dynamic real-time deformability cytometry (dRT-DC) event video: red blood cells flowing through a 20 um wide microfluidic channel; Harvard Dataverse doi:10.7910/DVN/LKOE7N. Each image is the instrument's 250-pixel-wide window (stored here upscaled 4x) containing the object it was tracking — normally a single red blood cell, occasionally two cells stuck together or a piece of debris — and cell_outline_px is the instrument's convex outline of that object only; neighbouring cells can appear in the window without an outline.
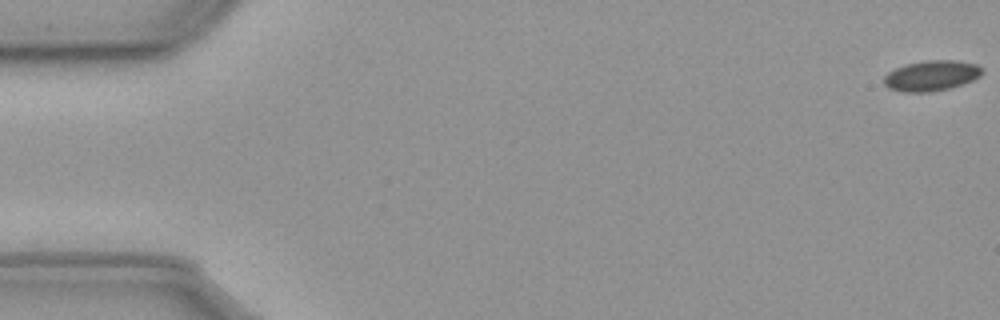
{"species": "common noctule bat (a hibernating species)", "species_latin": "Nyctalus noctula", "temperature_condition": "cold", "stored_images_in_passage": 14, "camera_frame_rate_fps": 3000, "um_per_image_px": 0.085, "animal": {"sex": "male", "body_mass_g": 23.1, "forearm_length_mm": 52.7}, "frame": {"image": 1, "passage_image": 1, "time_ms": 0.0, "image_size_px": [1000, 320], "cell_outline_px": [[980, 76], [972, 80], [948, 88], [928, 92], [904, 92], [888, 88], [884, 84], [884, 76], [888, 72], [904, 64], [924, 60], [956, 60], [976, 64], [980, 68]], "centroid_in_image_um": [79.11, 6.42], "position_along_channel_um": 5.9, "area_um2": 17.22}}